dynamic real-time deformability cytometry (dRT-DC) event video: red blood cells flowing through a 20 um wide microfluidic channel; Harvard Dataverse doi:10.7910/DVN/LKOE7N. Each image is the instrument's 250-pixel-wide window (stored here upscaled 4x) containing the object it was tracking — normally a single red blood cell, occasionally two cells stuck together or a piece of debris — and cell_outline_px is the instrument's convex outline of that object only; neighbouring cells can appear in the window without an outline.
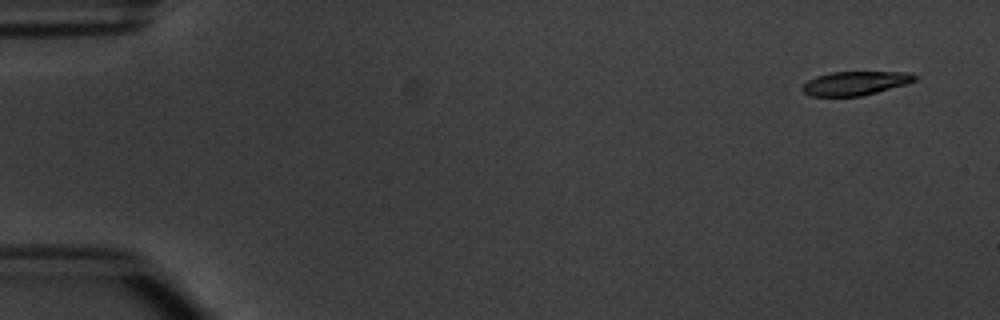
{"species": "common noctule bat (a hibernating species)", "species_latin": "Nyctalus noctula", "temperature_condition": "warm", "stored_images_in_passage": 9, "camera_frame_rate_fps": 3000, "um_per_image_px": 0.085, "animal": {"sex": "male", "body_mass_g": 20.1, "forearm_length_mm": 53.5}, "frame": {"image": 1, "passage_image": 1, "time_ms": 0.0, "image_size_px": [1000, 320], "cell_outline_px": [[916, 80], [908, 84], [860, 96], [812, 96], [804, 92], [800, 88], [808, 80], [816, 76], [832, 72], [912, 72], [916, 76]], "centroid_in_image_um": [72.71, 7.07], "position_along_channel_um": 12.3, "area_um2": 15.61}}
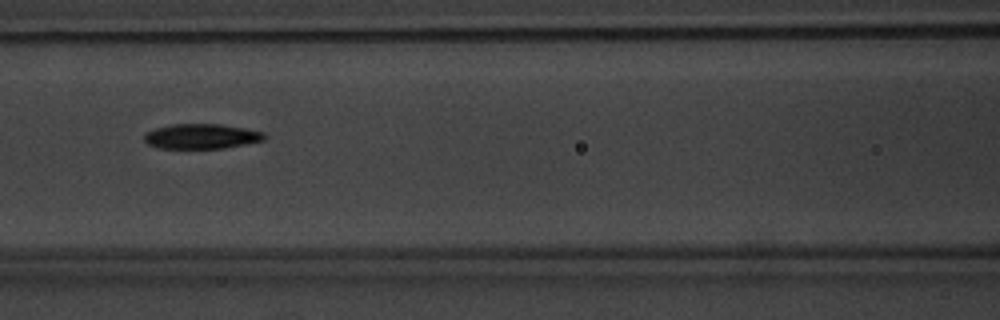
{"frame": {"image": 2, "passage_image": 7, "time_ms": 7.0, "image_size_px": [1000, 320], "cell_outline_px": [[268, 136], [264, 140], [224, 148], [160, 148], [148, 144], [144, 140], [144, 136], [148, 132], [156, 128], [172, 124], [220, 124], [244, 128], [264, 132]], "centroid_in_image_um": [17.15, 11.58], "position_along_channel_um": 149.4, "area_um2": 17.34}}
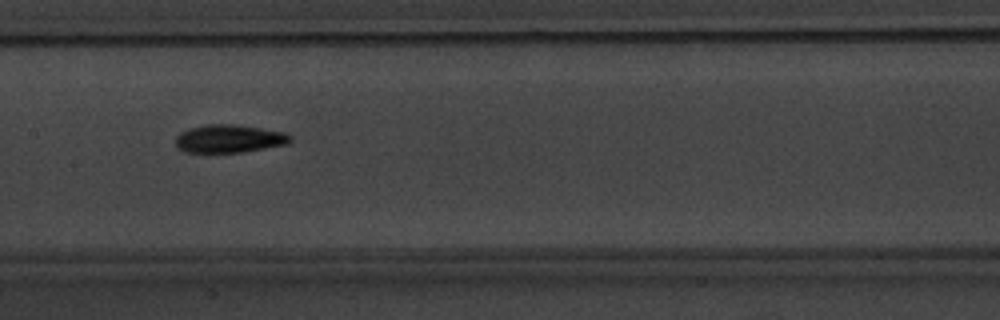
{"frame": {"image": 3, "passage_image": 8, "time_ms": 8.0, "image_size_px": [1000, 320], "cell_outline_px": [[292, 140], [288, 144], [240, 152], [184, 152], [176, 148], [176, 136], [180, 132], [188, 128], [204, 124], [232, 124], [260, 128], [284, 132], [292, 136]], "centroid_in_image_um": [19.44, 11.78], "position_along_channel_um": 188.0, "area_um2": 18.79}}